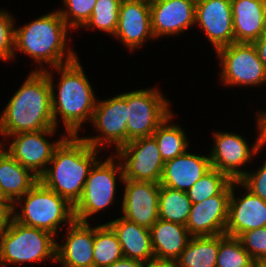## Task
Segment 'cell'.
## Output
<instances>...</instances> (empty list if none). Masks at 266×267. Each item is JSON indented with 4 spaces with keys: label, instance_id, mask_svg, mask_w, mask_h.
Segmentation results:
<instances>
[{
    "label": "cell",
    "instance_id": "6da1fadb",
    "mask_svg": "<svg viewBox=\"0 0 266 267\" xmlns=\"http://www.w3.org/2000/svg\"><path fill=\"white\" fill-rule=\"evenodd\" d=\"M51 95L47 74L44 71L31 72L2 112L0 133L9 137L55 127Z\"/></svg>",
    "mask_w": 266,
    "mask_h": 267
},
{
    "label": "cell",
    "instance_id": "7a4b0ae2",
    "mask_svg": "<svg viewBox=\"0 0 266 267\" xmlns=\"http://www.w3.org/2000/svg\"><path fill=\"white\" fill-rule=\"evenodd\" d=\"M98 149L82 137L68 135L55 149L46 171L39 181L74 206L80 199Z\"/></svg>",
    "mask_w": 266,
    "mask_h": 267
},
{
    "label": "cell",
    "instance_id": "3957f363",
    "mask_svg": "<svg viewBox=\"0 0 266 267\" xmlns=\"http://www.w3.org/2000/svg\"><path fill=\"white\" fill-rule=\"evenodd\" d=\"M52 69H56L61 74V80L57 86L58 95L54 92L53 75L45 67L34 71H44L48 76L52 89L51 102L55 127L57 128L59 114L65 125L66 134L78 136L82 124L92 120L97 102L95 94L78 58Z\"/></svg>",
    "mask_w": 266,
    "mask_h": 267
},
{
    "label": "cell",
    "instance_id": "277c9868",
    "mask_svg": "<svg viewBox=\"0 0 266 267\" xmlns=\"http://www.w3.org/2000/svg\"><path fill=\"white\" fill-rule=\"evenodd\" d=\"M69 28L59 11H55L15 29L14 57L16 51L23 52L31 56L36 63L43 65L44 62L52 68L76 60L77 56L73 50L65 52Z\"/></svg>",
    "mask_w": 266,
    "mask_h": 267
},
{
    "label": "cell",
    "instance_id": "5b68a950",
    "mask_svg": "<svg viewBox=\"0 0 266 267\" xmlns=\"http://www.w3.org/2000/svg\"><path fill=\"white\" fill-rule=\"evenodd\" d=\"M26 197V198H25ZM25 201L20 213L16 204ZM14 220L18 223L45 230L55 235L61 222L71 224L74 218V207L56 192L46 188L38 181L24 196L14 203Z\"/></svg>",
    "mask_w": 266,
    "mask_h": 267
},
{
    "label": "cell",
    "instance_id": "8992f818",
    "mask_svg": "<svg viewBox=\"0 0 266 267\" xmlns=\"http://www.w3.org/2000/svg\"><path fill=\"white\" fill-rule=\"evenodd\" d=\"M54 235L42 229L28 227L12 220L0 235V267L10 263L39 262L46 258L56 261L57 243Z\"/></svg>",
    "mask_w": 266,
    "mask_h": 267
},
{
    "label": "cell",
    "instance_id": "52a82bcc",
    "mask_svg": "<svg viewBox=\"0 0 266 267\" xmlns=\"http://www.w3.org/2000/svg\"><path fill=\"white\" fill-rule=\"evenodd\" d=\"M108 157L102 163L97 161L91 168L84 184L82 195L74 207V218L80 222H88L89 216L103 210L114 200L116 189V173L123 178L122 165L114 164V159Z\"/></svg>",
    "mask_w": 266,
    "mask_h": 267
},
{
    "label": "cell",
    "instance_id": "ba28073f",
    "mask_svg": "<svg viewBox=\"0 0 266 267\" xmlns=\"http://www.w3.org/2000/svg\"><path fill=\"white\" fill-rule=\"evenodd\" d=\"M170 114L169 101L156 88L127 92V143L152 136Z\"/></svg>",
    "mask_w": 266,
    "mask_h": 267
},
{
    "label": "cell",
    "instance_id": "9c48e42d",
    "mask_svg": "<svg viewBox=\"0 0 266 267\" xmlns=\"http://www.w3.org/2000/svg\"><path fill=\"white\" fill-rule=\"evenodd\" d=\"M224 84L259 86L266 82V68L253 43L233 42L217 51Z\"/></svg>",
    "mask_w": 266,
    "mask_h": 267
},
{
    "label": "cell",
    "instance_id": "30bf717a",
    "mask_svg": "<svg viewBox=\"0 0 266 267\" xmlns=\"http://www.w3.org/2000/svg\"><path fill=\"white\" fill-rule=\"evenodd\" d=\"M257 129L259 130V136L252 149L249 148L241 135L230 132H216L214 134L215 144L209 155L212 168L227 174L234 181H239L247 173V171L240 170L239 167L247 164L252 155L257 154L266 145V136L259 126Z\"/></svg>",
    "mask_w": 266,
    "mask_h": 267
},
{
    "label": "cell",
    "instance_id": "8fae6325",
    "mask_svg": "<svg viewBox=\"0 0 266 267\" xmlns=\"http://www.w3.org/2000/svg\"><path fill=\"white\" fill-rule=\"evenodd\" d=\"M117 155L119 161L123 160L124 179L160 182L165 163L153 136L129 141L117 150Z\"/></svg>",
    "mask_w": 266,
    "mask_h": 267
},
{
    "label": "cell",
    "instance_id": "7c38bea8",
    "mask_svg": "<svg viewBox=\"0 0 266 267\" xmlns=\"http://www.w3.org/2000/svg\"><path fill=\"white\" fill-rule=\"evenodd\" d=\"M127 119V93L96 102L91 123L101 135L82 138L95 149L114 143L118 150L127 143Z\"/></svg>",
    "mask_w": 266,
    "mask_h": 267
},
{
    "label": "cell",
    "instance_id": "4fadbf2b",
    "mask_svg": "<svg viewBox=\"0 0 266 267\" xmlns=\"http://www.w3.org/2000/svg\"><path fill=\"white\" fill-rule=\"evenodd\" d=\"M55 130L56 127H53L9 135L14 137V140L7 151L23 167L39 178L46 171L48 167L46 165L50 163L55 149L68 136H63L60 140L50 143L45 137L53 135Z\"/></svg>",
    "mask_w": 266,
    "mask_h": 267
},
{
    "label": "cell",
    "instance_id": "5bb4252c",
    "mask_svg": "<svg viewBox=\"0 0 266 267\" xmlns=\"http://www.w3.org/2000/svg\"><path fill=\"white\" fill-rule=\"evenodd\" d=\"M123 218L151 228L159 219L160 184L124 179Z\"/></svg>",
    "mask_w": 266,
    "mask_h": 267
},
{
    "label": "cell",
    "instance_id": "9a60e30c",
    "mask_svg": "<svg viewBox=\"0 0 266 267\" xmlns=\"http://www.w3.org/2000/svg\"><path fill=\"white\" fill-rule=\"evenodd\" d=\"M232 182L218 195L192 204L186 228L192 237L225 234Z\"/></svg>",
    "mask_w": 266,
    "mask_h": 267
},
{
    "label": "cell",
    "instance_id": "2e32d148",
    "mask_svg": "<svg viewBox=\"0 0 266 267\" xmlns=\"http://www.w3.org/2000/svg\"><path fill=\"white\" fill-rule=\"evenodd\" d=\"M197 23L216 51L235 42L231 0H196Z\"/></svg>",
    "mask_w": 266,
    "mask_h": 267
},
{
    "label": "cell",
    "instance_id": "e0dca14e",
    "mask_svg": "<svg viewBox=\"0 0 266 267\" xmlns=\"http://www.w3.org/2000/svg\"><path fill=\"white\" fill-rule=\"evenodd\" d=\"M154 38L175 35L195 25L196 0H153L150 2Z\"/></svg>",
    "mask_w": 266,
    "mask_h": 267
},
{
    "label": "cell",
    "instance_id": "ac0fdd59",
    "mask_svg": "<svg viewBox=\"0 0 266 267\" xmlns=\"http://www.w3.org/2000/svg\"><path fill=\"white\" fill-rule=\"evenodd\" d=\"M113 36L118 37L130 51L143 45L148 37L154 39L151 30L150 2L122 0L117 28Z\"/></svg>",
    "mask_w": 266,
    "mask_h": 267
},
{
    "label": "cell",
    "instance_id": "d6986e66",
    "mask_svg": "<svg viewBox=\"0 0 266 267\" xmlns=\"http://www.w3.org/2000/svg\"><path fill=\"white\" fill-rule=\"evenodd\" d=\"M235 184L233 180L225 234L239 237L244 232L266 227V202L247 189L244 197L235 198Z\"/></svg>",
    "mask_w": 266,
    "mask_h": 267
},
{
    "label": "cell",
    "instance_id": "ffe728a7",
    "mask_svg": "<svg viewBox=\"0 0 266 267\" xmlns=\"http://www.w3.org/2000/svg\"><path fill=\"white\" fill-rule=\"evenodd\" d=\"M65 244L56 248V261L63 267H94L95 227L74 220L69 224Z\"/></svg>",
    "mask_w": 266,
    "mask_h": 267
},
{
    "label": "cell",
    "instance_id": "44dd1931",
    "mask_svg": "<svg viewBox=\"0 0 266 267\" xmlns=\"http://www.w3.org/2000/svg\"><path fill=\"white\" fill-rule=\"evenodd\" d=\"M212 169L209 156L185 152L165 162L159 184L187 192L197 180Z\"/></svg>",
    "mask_w": 266,
    "mask_h": 267
},
{
    "label": "cell",
    "instance_id": "7402d4cb",
    "mask_svg": "<svg viewBox=\"0 0 266 267\" xmlns=\"http://www.w3.org/2000/svg\"><path fill=\"white\" fill-rule=\"evenodd\" d=\"M235 42L253 43L266 33V0H231Z\"/></svg>",
    "mask_w": 266,
    "mask_h": 267
},
{
    "label": "cell",
    "instance_id": "603a6c76",
    "mask_svg": "<svg viewBox=\"0 0 266 267\" xmlns=\"http://www.w3.org/2000/svg\"><path fill=\"white\" fill-rule=\"evenodd\" d=\"M117 235L125 258H131L143 264L154 258L150 229L123 217L107 223Z\"/></svg>",
    "mask_w": 266,
    "mask_h": 267
},
{
    "label": "cell",
    "instance_id": "cb8c5ba5",
    "mask_svg": "<svg viewBox=\"0 0 266 267\" xmlns=\"http://www.w3.org/2000/svg\"><path fill=\"white\" fill-rule=\"evenodd\" d=\"M2 145L0 142V149ZM38 181L39 178L15 160L7 149L0 150V197L14 204Z\"/></svg>",
    "mask_w": 266,
    "mask_h": 267
},
{
    "label": "cell",
    "instance_id": "d4e9b609",
    "mask_svg": "<svg viewBox=\"0 0 266 267\" xmlns=\"http://www.w3.org/2000/svg\"><path fill=\"white\" fill-rule=\"evenodd\" d=\"M154 258L177 260L191 235L186 225L158 219L150 228Z\"/></svg>",
    "mask_w": 266,
    "mask_h": 267
},
{
    "label": "cell",
    "instance_id": "484cf974",
    "mask_svg": "<svg viewBox=\"0 0 266 267\" xmlns=\"http://www.w3.org/2000/svg\"><path fill=\"white\" fill-rule=\"evenodd\" d=\"M220 235L191 237L176 260L178 267H216Z\"/></svg>",
    "mask_w": 266,
    "mask_h": 267
},
{
    "label": "cell",
    "instance_id": "4316f807",
    "mask_svg": "<svg viewBox=\"0 0 266 267\" xmlns=\"http://www.w3.org/2000/svg\"><path fill=\"white\" fill-rule=\"evenodd\" d=\"M172 114L166 117L152 135L157 142L164 163L184 154L188 148L187 137L182 128L175 124L167 125Z\"/></svg>",
    "mask_w": 266,
    "mask_h": 267
},
{
    "label": "cell",
    "instance_id": "83f0119b",
    "mask_svg": "<svg viewBox=\"0 0 266 267\" xmlns=\"http://www.w3.org/2000/svg\"><path fill=\"white\" fill-rule=\"evenodd\" d=\"M191 206L186 192L160 185L159 219L186 225Z\"/></svg>",
    "mask_w": 266,
    "mask_h": 267
},
{
    "label": "cell",
    "instance_id": "f1b7e54d",
    "mask_svg": "<svg viewBox=\"0 0 266 267\" xmlns=\"http://www.w3.org/2000/svg\"><path fill=\"white\" fill-rule=\"evenodd\" d=\"M121 245L113 229L106 223L95 226L94 267H106L123 258Z\"/></svg>",
    "mask_w": 266,
    "mask_h": 267
},
{
    "label": "cell",
    "instance_id": "f546056e",
    "mask_svg": "<svg viewBox=\"0 0 266 267\" xmlns=\"http://www.w3.org/2000/svg\"><path fill=\"white\" fill-rule=\"evenodd\" d=\"M256 262L244 249L238 237L220 234L216 267H255Z\"/></svg>",
    "mask_w": 266,
    "mask_h": 267
},
{
    "label": "cell",
    "instance_id": "4dcf8cb0",
    "mask_svg": "<svg viewBox=\"0 0 266 267\" xmlns=\"http://www.w3.org/2000/svg\"><path fill=\"white\" fill-rule=\"evenodd\" d=\"M233 180L225 173L212 168L186 192L192 204L220 194Z\"/></svg>",
    "mask_w": 266,
    "mask_h": 267
},
{
    "label": "cell",
    "instance_id": "1f68e13d",
    "mask_svg": "<svg viewBox=\"0 0 266 267\" xmlns=\"http://www.w3.org/2000/svg\"><path fill=\"white\" fill-rule=\"evenodd\" d=\"M122 0H97L90 19L83 27H93L114 35Z\"/></svg>",
    "mask_w": 266,
    "mask_h": 267
},
{
    "label": "cell",
    "instance_id": "d6a6232c",
    "mask_svg": "<svg viewBox=\"0 0 266 267\" xmlns=\"http://www.w3.org/2000/svg\"><path fill=\"white\" fill-rule=\"evenodd\" d=\"M67 9L58 10L66 24L73 28L83 27L90 19L97 0H63ZM70 17V18H69ZM72 17V18H71Z\"/></svg>",
    "mask_w": 266,
    "mask_h": 267
},
{
    "label": "cell",
    "instance_id": "836d02e7",
    "mask_svg": "<svg viewBox=\"0 0 266 267\" xmlns=\"http://www.w3.org/2000/svg\"><path fill=\"white\" fill-rule=\"evenodd\" d=\"M238 238L256 263L266 260V227L244 232Z\"/></svg>",
    "mask_w": 266,
    "mask_h": 267
},
{
    "label": "cell",
    "instance_id": "e575fe53",
    "mask_svg": "<svg viewBox=\"0 0 266 267\" xmlns=\"http://www.w3.org/2000/svg\"><path fill=\"white\" fill-rule=\"evenodd\" d=\"M11 14L0 11V60L14 58V19Z\"/></svg>",
    "mask_w": 266,
    "mask_h": 267
},
{
    "label": "cell",
    "instance_id": "d590c367",
    "mask_svg": "<svg viewBox=\"0 0 266 267\" xmlns=\"http://www.w3.org/2000/svg\"><path fill=\"white\" fill-rule=\"evenodd\" d=\"M241 185L249 190L253 195L260 197L266 202V160L262 168L257 172L245 173L239 181H236V186Z\"/></svg>",
    "mask_w": 266,
    "mask_h": 267
},
{
    "label": "cell",
    "instance_id": "8d00e7d4",
    "mask_svg": "<svg viewBox=\"0 0 266 267\" xmlns=\"http://www.w3.org/2000/svg\"><path fill=\"white\" fill-rule=\"evenodd\" d=\"M14 219V204L0 197V235L10 227Z\"/></svg>",
    "mask_w": 266,
    "mask_h": 267
},
{
    "label": "cell",
    "instance_id": "74e56055",
    "mask_svg": "<svg viewBox=\"0 0 266 267\" xmlns=\"http://www.w3.org/2000/svg\"><path fill=\"white\" fill-rule=\"evenodd\" d=\"M143 267H178L177 261L152 258Z\"/></svg>",
    "mask_w": 266,
    "mask_h": 267
},
{
    "label": "cell",
    "instance_id": "f35d334b",
    "mask_svg": "<svg viewBox=\"0 0 266 267\" xmlns=\"http://www.w3.org/2000/svg\"><path fill=\"white\" fill-rule=\"evenodd\" d=\"M260 60L266 68V34L262 35L258 40L253 42Z\"/></svg>",
    "mask_w": 266,
    "mask_h": 267
},
{
    "label": "cell",
    "instance_id": "ab89813d",
    "mask_svg": "<svg viewBox=\"0 0 266 267\" xmlns=\"http://www.w3.org/2000/svg\"><path fill=\"white\" fill-rule=\"evenodd\" d=\"M106 267H143V263L131 258H121Z\"/></svg>",
    "mask_w": 266,
    "mask_h": 267
},
{
    "label": "cell",
    "instance_id": "60d3db41",
    "mask_svg": "<svg viewBox=\"0 0 266 267\" xmlns=\"http://www.w3.org/2000/svg\"><path fill=\"white\" fill-rule=\"evenodd\" d=\"M258 116V121H257V126L260 127L264 135L266 136V112H259Z\"/></svg>",
    "mask_w": 266,
    "mask_h": 267
},
{
    "label": "cell",
    "instance_id": "b9f144b4",
    "mask_svg": "<svg viewBox=\"0 0 266 267\" xmlns=\"http://www.w3.org/2000/svg\"><path fill=\"white\" fill-rule=\"evenodd\" d=\"M256 266L257 267H266V260H262V261L256 263Z\"/></svg>",
    "mask_w": 266,
    "mask_h": 267
}]
</instances>
